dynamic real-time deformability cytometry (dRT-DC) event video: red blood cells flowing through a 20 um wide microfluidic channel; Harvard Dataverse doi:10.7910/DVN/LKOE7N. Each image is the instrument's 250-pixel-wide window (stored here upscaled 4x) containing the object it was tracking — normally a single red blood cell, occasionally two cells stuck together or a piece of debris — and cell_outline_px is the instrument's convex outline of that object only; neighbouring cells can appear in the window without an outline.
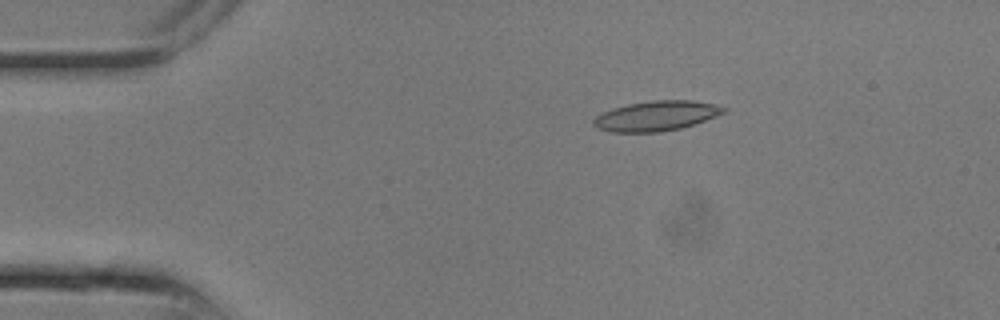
{"species": "common noctule bat (a hibernating species)", "species_latin": "Nyctalus noctula", "temperature_condition": "room temperature", "stored_images_in_passage": 12, "camera_frame_rate_fps": 3000, "um_per_image_px": 0.085, "animal": {"sex": "male", "body_mass_g": 13.3}, "frame": {"image": 1, "passage_image": 5, "time_ms": 1.333, "image_size_px": [1000, 320], "cell_outline_px": [[728, 108], [724, 112], [716, 116], [696, 124], [680, 128], [660, 132], [608, 132], [596, 128], [592, 124], [592, 120], [596, 116], [612, 108], [628, 104], [652, 100], [692, 100], [716, 104]], "centroid_in_image_um": [55.77, 9.85], "position_along_channel_um": 29.2, "area_um2": 22.89}}
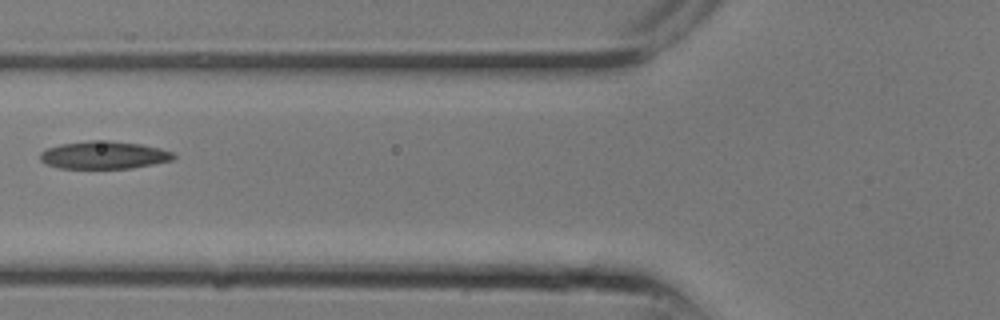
{"frame": {"image": 2, "passage_image": 10, "time_ms": 3.0, "image_size_px": [1000, 320], "cell_outline_px": [[176, 156], [172, 160], [132, 168], [60, 168], [48, 164], [40, 160], [40, 152], [48, 148], [60, 144], [92, 140], [108, 140], [140, 144], [160, 148], [172, 152]], "centroid_in_image_um": [8.83, 13.17], "position_along_channel_um": 117.0, "area_um2": 21.39}}
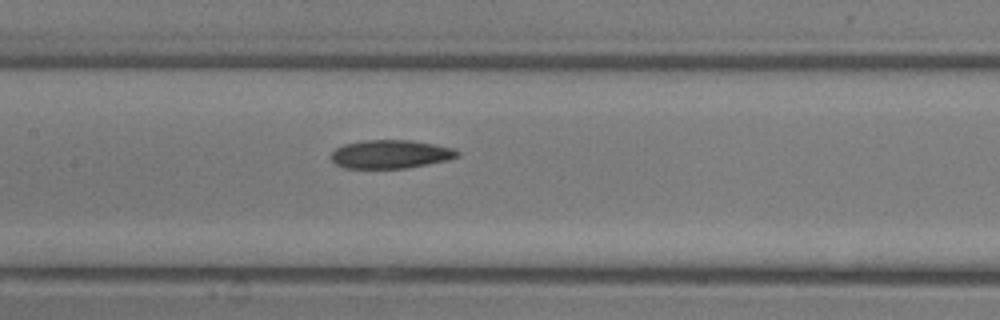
{"frame": {"image": 3, "passage_image": 12, "time_ms": 3.667, "image_size_px": [1000, 320], "cell_outline_px": [[460, 156], [448, 160], [408, 168], [344, 168], [336, 164], [328, 156], [336, 148], [344, 144], [364, 140], [412, 140], [456, 148], [460, 152]], "centroid_in_image_um": [33.22, 13.1], "position_along_channel_um": 174.2, "area_um2": 21.21}}